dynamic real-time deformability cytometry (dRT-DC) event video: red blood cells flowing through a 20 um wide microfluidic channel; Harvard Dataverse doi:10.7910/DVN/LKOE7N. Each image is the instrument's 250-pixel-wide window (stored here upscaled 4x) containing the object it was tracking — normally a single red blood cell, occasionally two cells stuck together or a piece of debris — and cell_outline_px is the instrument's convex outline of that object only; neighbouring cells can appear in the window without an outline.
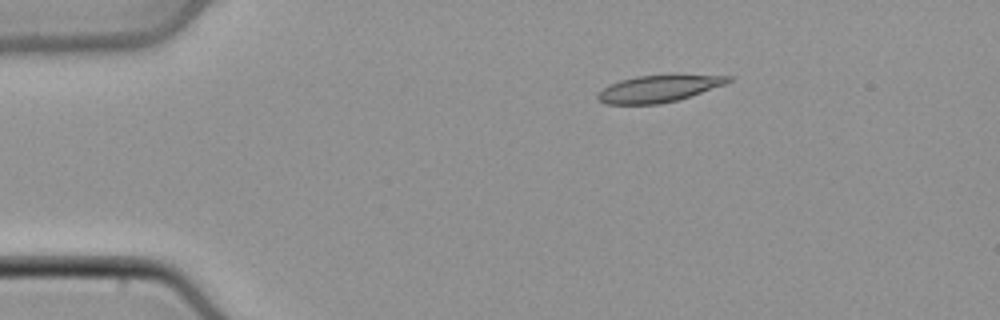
{"species": "common noctule bat (a hibernating species)", "species_latin": "Nyctalus noctula", "temperature_condition": "cold", "stored_images_in_passage": 41, "camera_frame_rate_fps": 3000, "um_per_image_px": 0.085, "animal": {"sex": "male", "body_mass_g": 21.5, "forearm_length_mm": 52.0}, "frame": {"image": 1, "passage_image": 1, "time_ms": 0.0, "image_size_px": [1000, 320], "cell_outline_px": [[732, 80], [724, 84], [676, 100], [660, 104], [604, 104], [596, 96], [608, 84], [620, 80], [636, 76], [732, 76]], "centroid_in_image_um": [55.88, 7.55], "position_along_channel_um": 29.1, "area_um2": 19.65}}
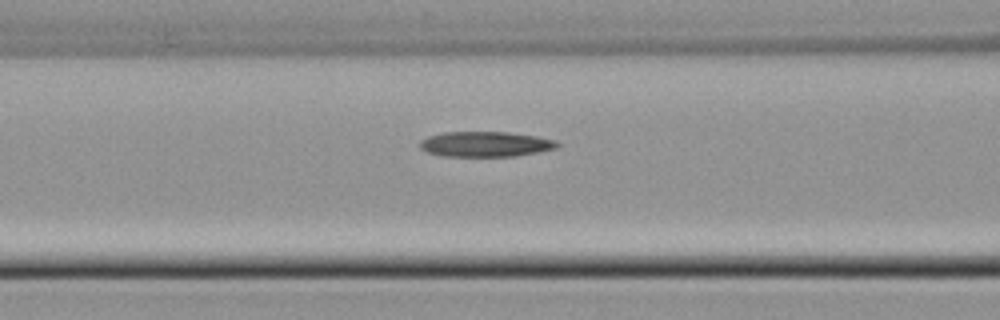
{"frame": {"image": 2, "passage_image": 12, "time_ms": 3.667, "image_size_px": [1000, 320], "cell_outline_px": [[560, 148], [540, 152], [516, 156], [440, 156], [428, 152], [420, 148], [420, 140], [428, 136], [444, 132], [508, 132], [536, 136], [556, 140], [560, 144]], "centroid_in_image_um": [41.31, 12.25], "position_along_channel_um": 125.3, "area_um2": 20.4}}
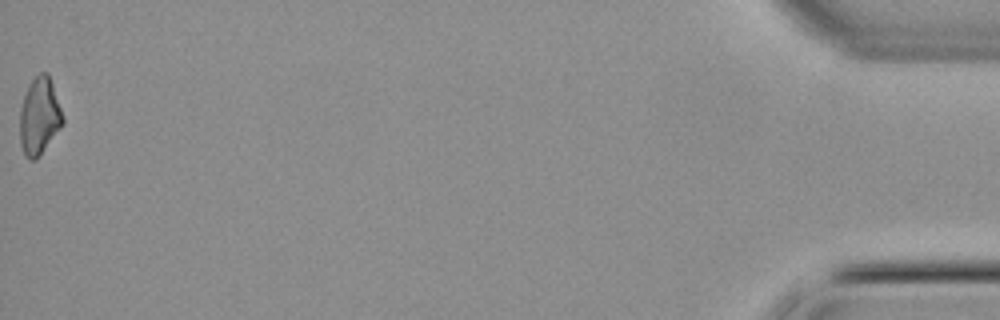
{"frame": {"image": 3, "passage_image": 41, "time_ms": 13.333, "image_size_px": [1000, 320], "cell_outline_px": [[64, 124], [36, 160], [28, 160], [24, 156], [20, 144], [20, 108], [24, 96], [32, 80], [40, 72], [48, 72], [64, 116]], "centroid_in_image_um": [3.36, 9.91], "position_along_channel_um": 431.8, "area_um2": 19.42}}